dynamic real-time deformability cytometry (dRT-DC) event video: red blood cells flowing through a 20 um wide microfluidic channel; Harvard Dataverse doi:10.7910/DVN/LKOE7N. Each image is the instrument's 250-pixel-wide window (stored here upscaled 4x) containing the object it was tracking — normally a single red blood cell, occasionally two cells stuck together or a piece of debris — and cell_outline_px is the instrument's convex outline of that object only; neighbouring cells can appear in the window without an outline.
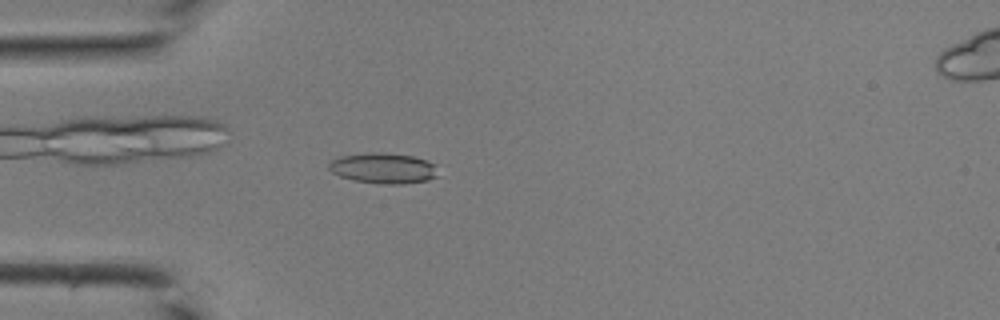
{"species": "common noctule bat (a hibernating species)", "species_latin": "Nyctalus noctula", "temperature_condition": "room temperature", "stored_images_in_passage": 30, "camera_frame_rate_fps": 3000, "um_per_image_px": 0.085, "animal": {"sex": "male", "body_mass_g": 19.0, "forearm_length_mm": 50.8}, "frame": {"image": 1, "passage_image": 12, "time_ms": 3.667, "image_size_px": [1000, 320], "cell_outline_px": [[436, 176], [428, 180], [400, 184], [380, 184], [356, 180], [340, 176], [332, 172], [328, 168], [328, 164], [332, 160], [340, 156], [372, 152], [384, 152], [412, 156], [436, 164]], "centroid_in_image_um": [32.57, 14.29], "position_along_channel_um": 52.4, "area_um2": 19.31}}
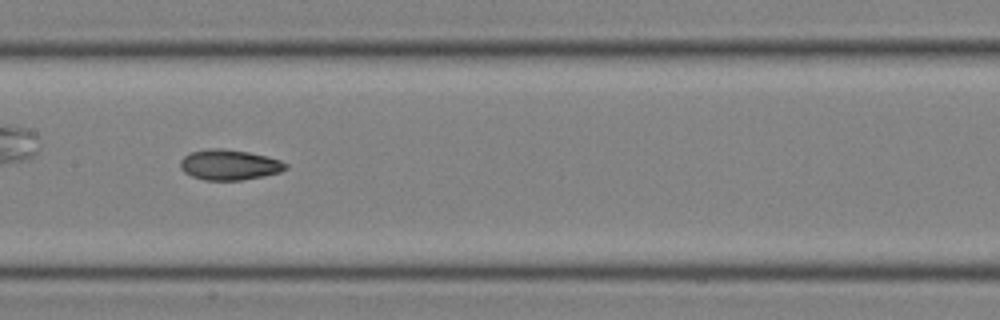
{"frame": {"image": 2, "passage_image": 21, "time_ms": 6.667, "image_size_px": [1000, 320], "cell_outline_px": [[288, 168], [280, 172], [264, 176], [240, 180], [204, 180], [192, 176], [184, 172], [180, 168], [180, 160], [184, 156], [192, 152], [208, 148], [220, 148], [248, 152], [280, 160], [288, 164]], "centroid_in_image_um": [19.48, 14.01], "position_along_channel_um": 187.9, "area_um2": 18.61}}
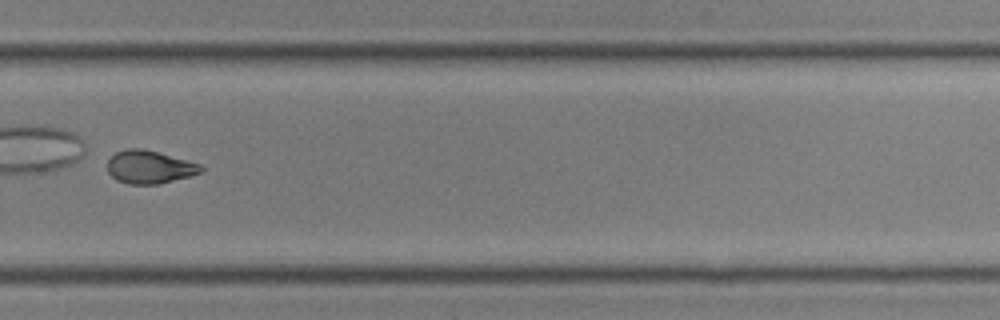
{"frame": {"image": 3, "passage_image": 29, "time_ms": 9.333, "image_size_px": [1000, 320], "cell_outline_px": [[204, 172], [156, 184], [128, 184], [116, 180], [108, 172], [108, 160], [116, 152], [128, 148], [140, 148], [156, 152], [200, 164], [204, 168]], "centroid_in_image_um": [12.69, 14.2], "position_along_channel_um": 317.1, "area_um2": 17.69}}